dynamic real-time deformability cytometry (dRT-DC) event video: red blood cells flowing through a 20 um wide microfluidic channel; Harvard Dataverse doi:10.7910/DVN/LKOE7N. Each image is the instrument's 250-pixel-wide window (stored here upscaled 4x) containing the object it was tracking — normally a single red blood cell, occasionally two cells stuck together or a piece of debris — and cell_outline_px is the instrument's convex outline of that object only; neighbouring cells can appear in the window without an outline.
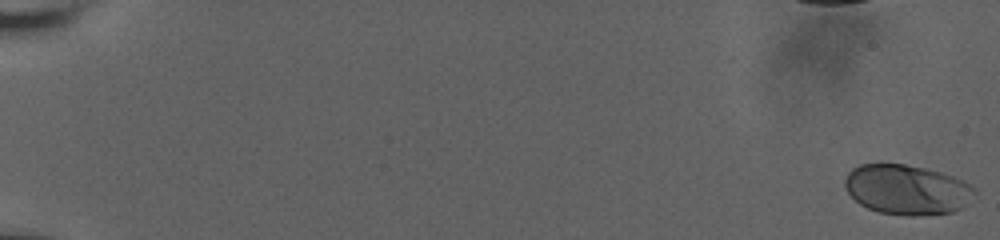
{"species": "human", "species_latin": "Homo sapiens", "temperature_condition": "room temperature", "stored_images_in_passage": 59, "camera_frame_rate_fps": 3000, "um_per_image_px": 0.085, "donor": {"sex": "male"}, "frame": {"image": 1, "passage_image": 1, "time_ms": 0.0, "image_size_px": [1000, 240], "cell_outline_px": [[976, 192], [960, 208], [952, 212], [912, 216], [908, 216], [880, 212], [868, 208], [860, 204], [848, 192], [844, 184], [844, 180], [848, 172], [852, 168], [860, 164], [880, 160], [904, 164], [924, 168], [940, 172], [964, 180], [972, 184], [976, 188]], "centroid_in_image_um": [77.05, 16.07], "position_along_channel_um": 8.0, "area_um2": 38.21}}
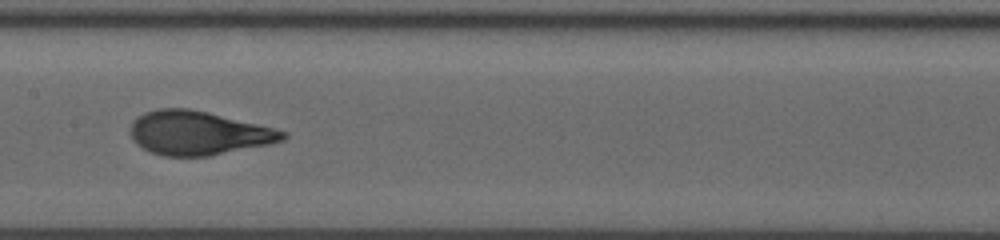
{"frame": {"image": 2, "passage_image": 33, "time_ms": 10.667, "image_size_px": [1000, 240], "cell_outline_px": [[288, 136], [284, 140], [272, 144], [208, 156], [164, 156], [152, 152], [136, 144], [132, 140], [128, 128], [132, 120], [136, 116], [144, 112], [160, 108], [188, 108], [208, 112], [288, 132]], "centroid_in_image_um": [16.81, 11.3], "position_along_channel_um": 190.6, "area_um2": 39.13}}
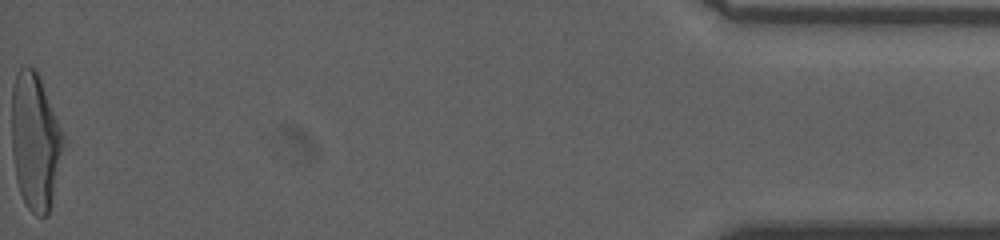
{"frame": {"image": 3, "passage_image": 59, "time_ms": 19.333, "image_size_px": [1000, 240], "cell_outline_px": [[64, 140], [48, 216], [36, 216], [28, 208], [20, 192], [16, 180], [12, 152], [12, 84], [16, 72], [24, 64], [28, 64], [36, 68], [64, 132]], "centroid_in_image_um": [2.97, 11.93], "position_along_channel_um": 432.2, "area_um2": 41.21}, "authors_computed_cell_mechanics": {"area_um2": 38.2058, "velocity_mm_per_s": 3.8026, "shape_relaxation_time_tau1_ms": 4.6048, "shape_relaxation_time_tau2_ms": null, "deformation_change_tau1": 0.2016, "deformation_change_tau2": null}}